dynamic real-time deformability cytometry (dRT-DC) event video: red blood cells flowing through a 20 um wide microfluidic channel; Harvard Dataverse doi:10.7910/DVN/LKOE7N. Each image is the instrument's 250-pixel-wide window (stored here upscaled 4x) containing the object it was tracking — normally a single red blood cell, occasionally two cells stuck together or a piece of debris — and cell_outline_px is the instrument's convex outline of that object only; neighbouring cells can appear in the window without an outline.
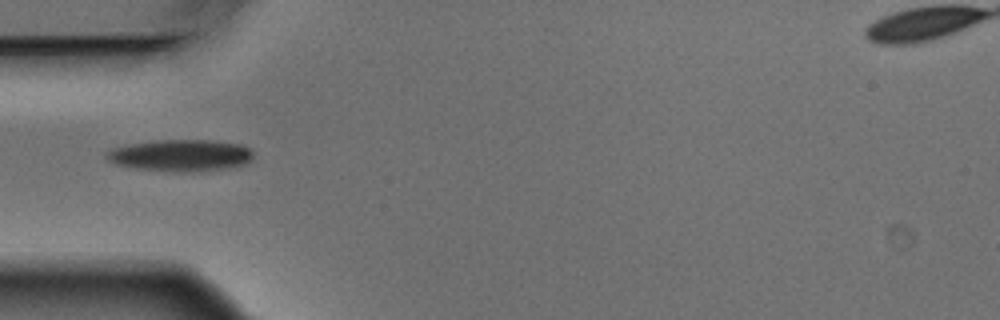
{"species": "Egyptian fruit bat (a non-hibernating species)", "species_latin": "Rousettus aegyptiacus", "temperature_condition": "warm", "stored_images_in_passage": 7, "camera_frame_rate_fps": 3000, "um_per_image_px": 0.085, "animal": {"sex": "male"}, "frame": {"image": 1, "passage_image": 1, "time_ms": 0.0, "image_size_px": [1000, 320], "cell_outline_px": [[252, 160], [248, 164], [228, 168], [200, 172], [172, 172], [136, 168], [116, 164], [104, 160], [104, 152], [112, 148], [128, 144], [160, 140], [208, 140], [240, 144], [248, 148], [252, 152]], "centroid_in_image_um": [15.32, 13.22], "position_along_channel_um": 69.7, "area_um2": 27.57}}
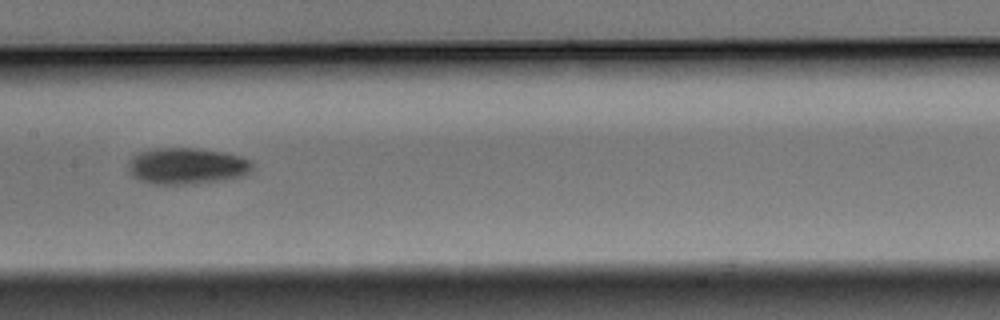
{"frame": {"image": 2, "passage_image": 4, "time_ms": 1.0, "image_size_px": [1000, 320], "cell_outline_px": [[252, 168], [244, 176], [224, 180], [196, 184], [152, 184], [140, 180], [132, 176], [128, 172], [128, 160], [136, 152], [156, 148], [196, 148], [224, 152], [240, 156], [252, 160]], "centroid_in_image_um": [15.85, 14.11], "position_along_channel_um": 191.5, "area_um2": 26.76}}
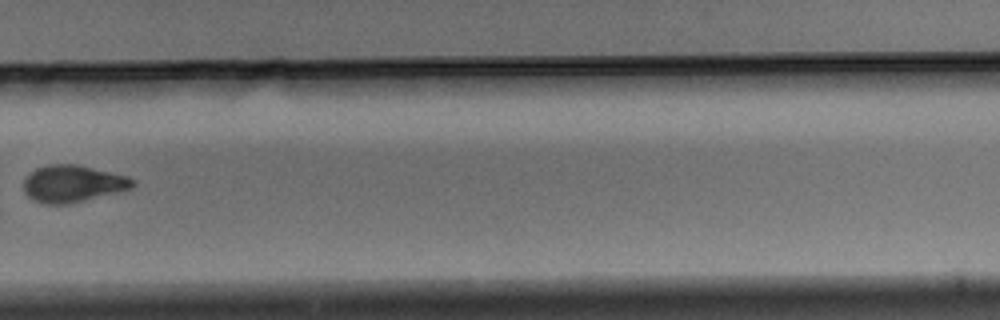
{"frame": {"image": 3, "passage_image": 7, "time_ms": 2.0, "image_size_px": [1000, 320], "cell_outline_px": [[136, 184], [132, 188], [120, 192], [68, 204], [44, 204], [32, 200], [24, 192], [24, 180], [36, 168], [48, 164], [80, 164], [128, 176], [136, 180]], "centroid_in_image_um": [6.23, 15.61], "position_along_channel_um": 323.6, "area_um2": 23.81}}